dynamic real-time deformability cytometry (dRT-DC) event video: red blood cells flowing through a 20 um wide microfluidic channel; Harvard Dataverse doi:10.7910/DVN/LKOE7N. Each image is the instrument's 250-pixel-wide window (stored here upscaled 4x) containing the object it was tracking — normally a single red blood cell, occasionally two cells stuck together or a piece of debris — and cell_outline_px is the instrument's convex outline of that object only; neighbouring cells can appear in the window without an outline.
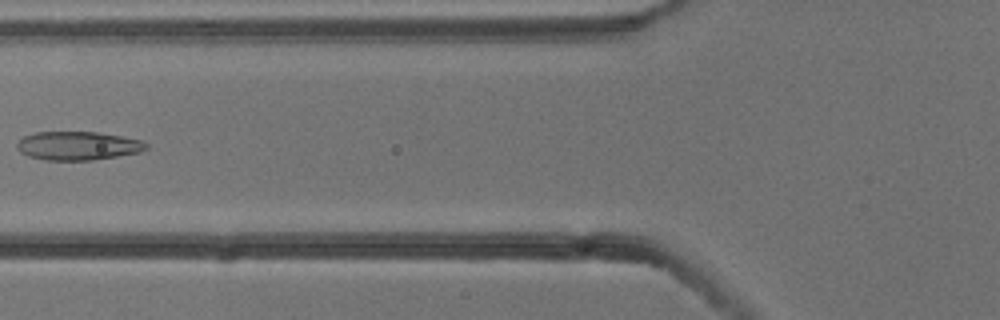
{"species": "common noctule bat (a hibernating species)", "species_latin": "Nyctalus noctula", "temperature_condition": "cold", "stored_images_in_passage": 6, "camera_frame_rate_fps": 3000, "um_per_image_px": 0.085, "animal": {"sex": "male", "body_mass_g": 13.3}, "frame": {"image": 1, "passage_image": 5, "time_ms": 1.333, "image_size_px": [1000, 320], "cell_outline_px": [[148, 148], [140, 152], [92, 160], [44, 160], [28, 156], [20, 152], [16, 148], [16, 144], [24, 136], [36, 132], [96, 132], [124, 136], [144, 140], [148, 144]], "centroid_in_image_um": [6.64, 12.39], "position_along_channel_um": 119.2, "area_um2": 21.68}}
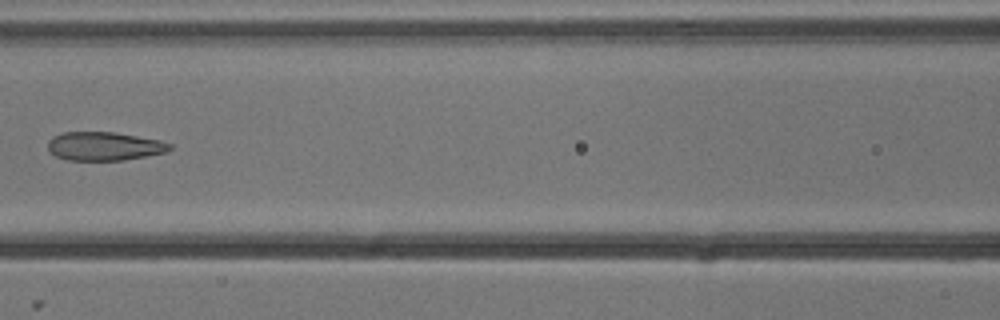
{"frame": {"image": 2, "passage_image": 6, "time_ms": 1.667, "image_size_px": [1000, 320], "cell_outline_px": [[172, 148], [168, 152], [124, 160], [68, 160], [56, 156], [48, 148], [48, 140], [52, 136], [64, 132], [112, 132], [160, 140], [172, 144]], "centroid_in_image_um": [8.88, 12.43], "position_along_channel_um": 157.7, "area_um2": 20.29}}